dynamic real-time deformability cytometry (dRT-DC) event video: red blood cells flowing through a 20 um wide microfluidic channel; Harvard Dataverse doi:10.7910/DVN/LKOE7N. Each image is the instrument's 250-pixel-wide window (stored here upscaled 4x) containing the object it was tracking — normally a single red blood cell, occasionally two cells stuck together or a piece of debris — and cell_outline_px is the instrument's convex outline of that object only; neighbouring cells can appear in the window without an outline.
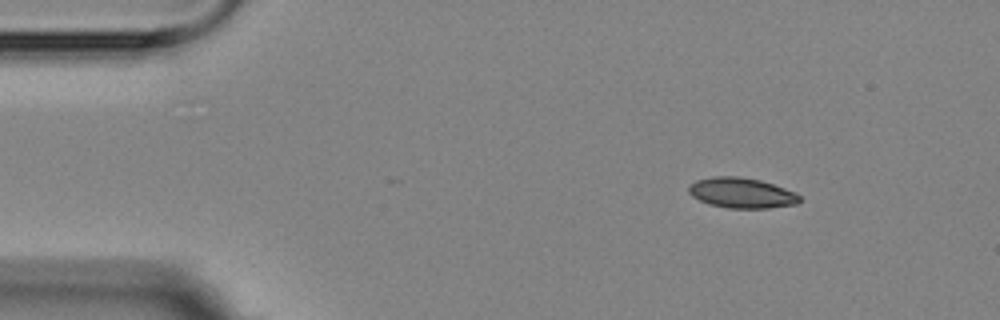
{"species": "Egyptian fruit bat (a non-hibernating species)", "species_latin": "Rousettus aegyptiacus", "temperature_condition": "room temperature", "stored_images_in_passage": 16, "camera_frame_rate_fps": 3000, "um_per_image_px": 0.085, "animal": {"sex": "female"}, "frame": {"image": 1, "passage_image": 2, "time_ms": 1.333, "image_size_px": [1000, 320], "cell_outline_px": [[800, 200], [796, 204], [768, 208], [728, 208], [708, 204], [692, 196], [688, 192], [688, 184], [696, 180], [712, 176], [736, 176], [760, 180], [796, 192], [800, 196]], "centroid_in_image_um": [63.0, 16.39], "position_along_channel_um": 22.0, "area_um2": 19.65}}
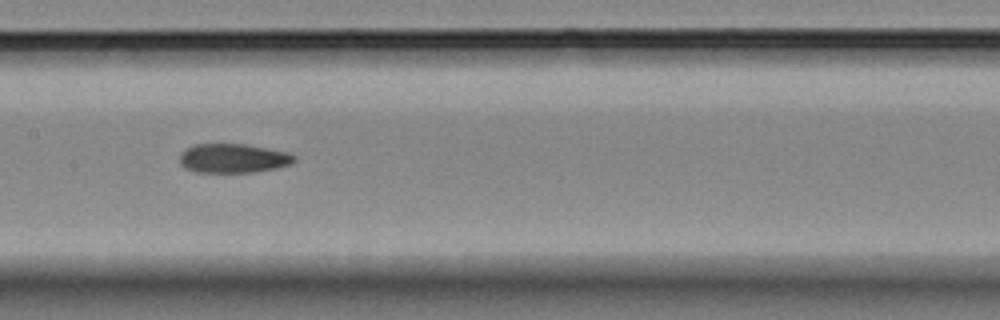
{"frame": {"image": 2, "passage_image": 8, "time_ms": 8.0, "image_size_px": [1000, 320], "cell_outline_px": [[296, 160], [292, 164], [276, 168], [252, 172], [196, 172], [184, 168], [180, 164], [180, 152], [192, 144], [244, 144], [288, 152], [296, 156]], "centroid_in_image_um": [19.8, 13.45], "position_along_channel_um": 187.6, "area_um2": 19.59}}
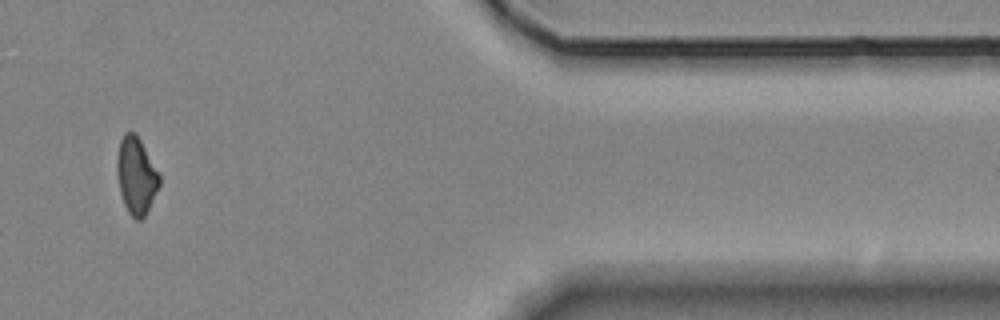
{"frame": {"image": 3, "passage_image": 14, "time_ms": 15.0, "image_size_px": [1000, 320], "cell_outline_px": [[160, 184], [144, 216], [140, 220], [136, 220], [128, 212], [124, 204], [120, 192], [116, 172], [116, 156], [120, 140], [124, 132], [136, 132], [160, 176]], "centroid_in_image_um": [11.54, 14.9], "position_along_channel_um": 399.9, "area_um2": 18.9}, "authors_computed_cell_mechanics": {"area_um2": 19.5075, "velocity_mm_per_s": 3.5772, "shape_relaxation_time_tau1_ms": null, "shape_relaxation_time_tau2_ms": 2.5006, "deformation_change_tau1": null, "deformation_change_tau2": 0.0758}}